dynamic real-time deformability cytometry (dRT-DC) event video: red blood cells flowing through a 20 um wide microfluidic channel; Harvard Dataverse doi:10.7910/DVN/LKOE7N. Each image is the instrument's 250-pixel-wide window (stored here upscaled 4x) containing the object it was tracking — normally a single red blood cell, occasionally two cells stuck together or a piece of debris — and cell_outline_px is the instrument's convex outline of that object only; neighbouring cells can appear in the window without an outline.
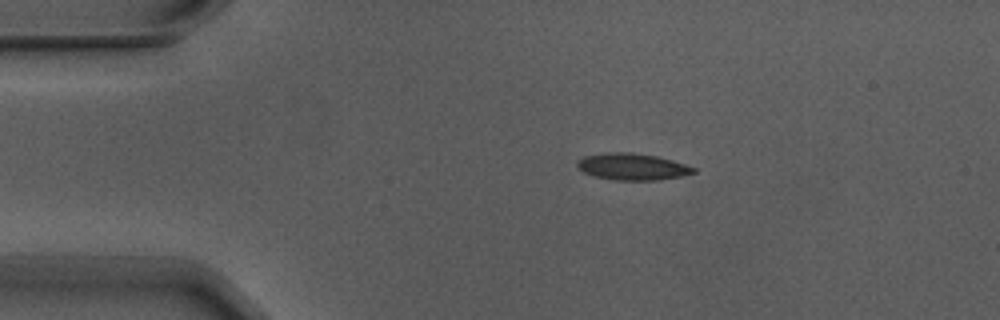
{"species": "Egyptian fruit bat (a non-hibernating species)", "species_latin": "Rousettus aegyptiacus", "temperature_condition": "warm", "stored_images_in_passage": 3, "camera_frame_rate_fps": 3000, "um_per_image_px": 0.085, "animal": {"sex": "male"}, "frame": {"image": 1, "passage_image": 1, "time_ms": 0.0, "image_size_px": [1000, 320], "cell_outline_px": [[696, 172], [684, 176], [656, 180], [616, 180], [596, 176], [584, 172], [576, 164], [576, 160], [584, 156], [604, 152], [632, 152], [656, 156], [672, 160], [696, 168]], "centroid_in_image_um": [53.75, 14.16], "position_along_channel_um": 31.2, "area_um2": 18.09}}
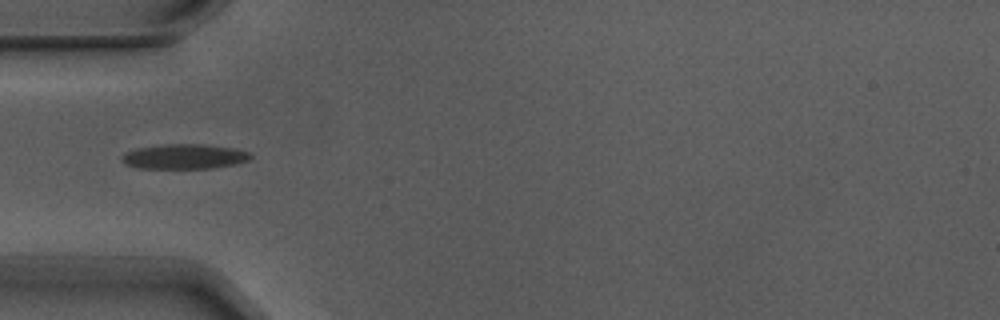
{"frame": {"image": 2, "passage_image": 3, "time_ms": 0.667, "image_size_px": [1000, 320], "cell_outline_px": [[252, 156], [248, 160], [236, 164], [212, 168], [140, 168], [124, 164], [120, 160], [128, 152], [140, 148], [168, 144], [200, 144], [232, 148], [248, 152]], "centroid_in_image_um": [15.69, 13.31], "position_along_channel_um": 69.3, "area_um2": 18.26}}